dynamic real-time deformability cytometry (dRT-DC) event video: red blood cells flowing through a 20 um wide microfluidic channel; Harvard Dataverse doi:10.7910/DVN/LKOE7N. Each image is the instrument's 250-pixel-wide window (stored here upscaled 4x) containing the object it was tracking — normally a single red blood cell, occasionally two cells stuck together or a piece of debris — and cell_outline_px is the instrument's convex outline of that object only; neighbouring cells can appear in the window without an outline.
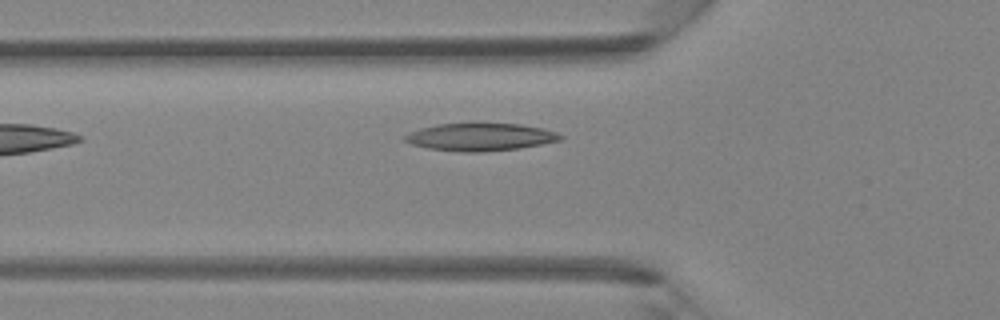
{"species": "Egyptian fruit bat (a non-hibernating species)", "species_latin": "Rousettus aegyptiacus", "temperature_condition": "room temperature", "stored_images_in_passage": 4, "camera_frame_rate_fps": 3000, "um_per_image_px": 0.085, "animal": {"sex": "female"}, "frame": {"image": 1, "passage_image": 4, "time_ms": 1.0, "image_size_px": [1000, 320], "cell_outline_px": [[564, 136], [560, 140], [520, 148], [480, 152], [464, 152], [428, 148], [412, 144], [404, 140], [404, 136], [420, 128], [436, 124], [520, 124], [544, 128], [556, 132]], "centroid_in_image_um": [40.85, 11.64], "position_along_channel_um": 85.0, "area_um2": 24.68}}